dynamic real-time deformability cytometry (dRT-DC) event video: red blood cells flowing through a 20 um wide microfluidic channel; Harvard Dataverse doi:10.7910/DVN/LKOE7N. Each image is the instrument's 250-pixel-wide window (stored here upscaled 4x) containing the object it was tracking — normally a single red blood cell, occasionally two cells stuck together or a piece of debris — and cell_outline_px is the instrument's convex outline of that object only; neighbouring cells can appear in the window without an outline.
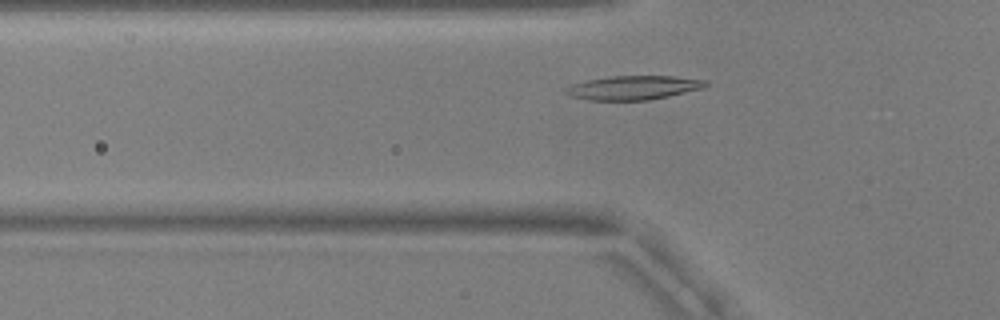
{"species": "common noctule bat (a hibernating species)", "species_latin": "Nyctalus noctula", "temperature_condition": "warm", "stored_images_in_passage": 45, "camera_frame_rate_fps": 3000, "um_per_image_px": 0.085, "animal": {"sex": "male", "body_mass_g": 17.9, "forearm_length_mm": 54.2}, "frame": {"image": 1, "passage_image": 9, "time_ms": 2.667, "image_size_px": [1000, 320], "cell_outline_px": [[708, 84], [704, 88], [668, 96], [648, 100], [588, 100], [572, 96], [564, 92], [572, 84], [588, 80], [612, 76], [672, 76], [704, 80]], "centroid_in_image_um": [53.85, 7.45], "position_along_channel_um": 71.9, "area_um2": 19.25}}
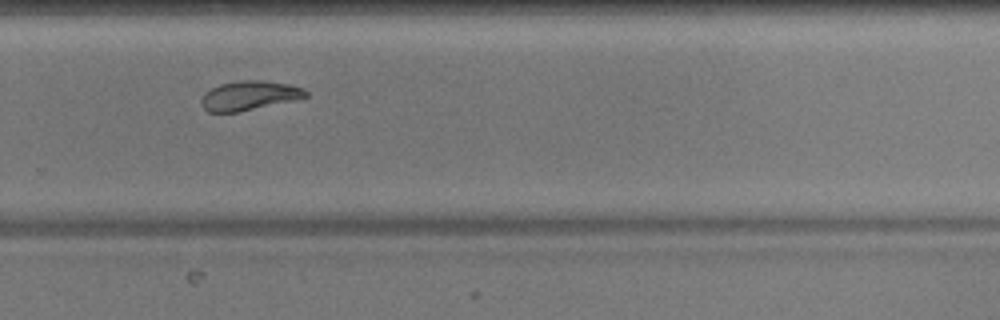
{"frame": {"image": 2, "passage_image": 28, "time_ms": 9.0, "image_size_px": [1000, 320], "cell_outline_px": [[308, 96], [292, 100], [240, 112], [208, 112], [204, 108], [200, 100], [204, 92], [220, 84], [240, 80], [264, 80], [288, 84], [300, 88], [308, 92]], "centroid_in_image_um": [21.14, 8.12], "position_along_channel_um": 308.7, "area_um2": 17.69}}
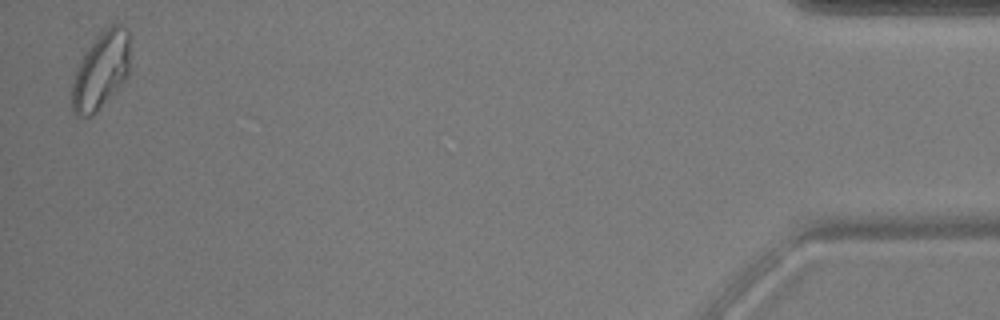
{"frame": {"image": 3, "passage_image": 44, "time_ms": 14.333, "image_size_px": [1000, 320], "cell_outline_px": [[128, 76], [120, 88], [92, 116], [76, 116], [72, 112], [72, 84], [76, 72], [88, 48], [100, 32], [112, 24], [120, 24], [128, 32]], "centroid_in_image_um": [8.58, 6.04], "position_along_channel_um": 426.6, "area_um2": 25.72}, "authors_computed_cell_mechanics": {"area_um2": 18.3804, "velocity_mm_per_s": 3.7382, "shape_relaxation_time_tau1_ms": 6.6577, "shape_relaxation_time_tau2_ms": 2.9033, "deformation_change_tau1": 0.1894, "deformation_change_tau2": 0.0727}}